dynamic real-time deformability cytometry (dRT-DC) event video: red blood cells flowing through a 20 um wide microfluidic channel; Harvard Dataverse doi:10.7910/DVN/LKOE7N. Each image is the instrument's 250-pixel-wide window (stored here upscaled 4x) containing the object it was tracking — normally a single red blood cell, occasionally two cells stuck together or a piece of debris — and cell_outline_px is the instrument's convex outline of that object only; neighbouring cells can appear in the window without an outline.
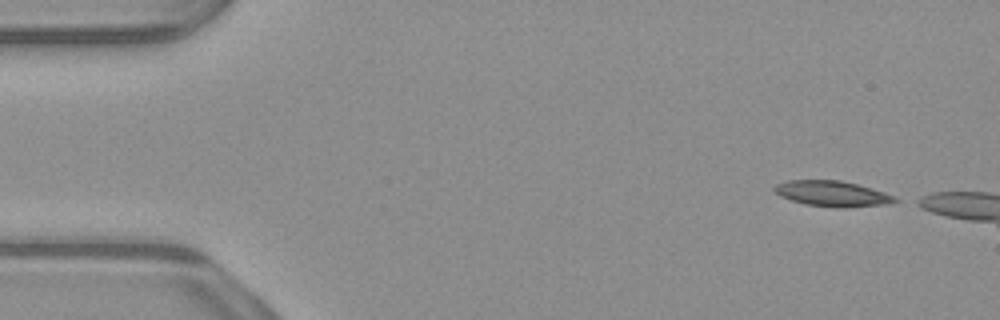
{"species": "common noctule bat (a hibernating species)", "species_latin": "Nyctalus noctula", "temperature_condition": "warm", "stored_images_in_passage": 38, "camera_frame_rate_fps": 3000, "um_per_image_px": 0.085, "animal": {"sex": "male", "body_mass_g": 23.1, "forearm_length_mm": 52.7}, "frame": {"image": 1, "passage_image": 1, "time_ms": 0.0, "image_size_px": [1000, 320], "cell_outline_px": [[900, 200], [884, 204], [844, 208], [840, 208], [804, 204], [780, 196], [772, 188], [776, 184], [788, 180], [840, 180], [856, 184], [884, 192], [896, 196]], "centroid_in_image_um": [70.73, 16.46], "position_along_channel_um": 14.3, "area_um2": 17.86}}
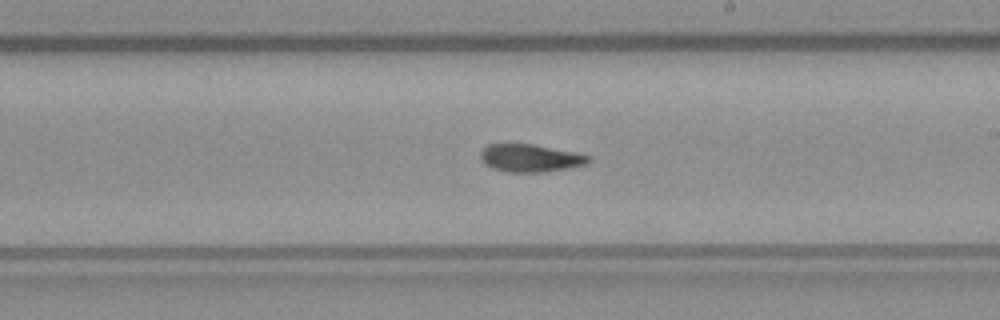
{"frame": {"image": 2, "passage_image": 27, "time_ms": 8.667, "image_size_px": [1000, 320], "cell_outline_px": [[592, 160], [588, 164], [568, 168], [544, 172], [504, 172], [492, 168], [484, 164], [480, 160], [480, 152], [488, 144], [532, 144], [576, 152], [592, 156]], "centroid_in_image_um": [45.09, 13.44], "position_along_channel_um": 243.9, "area_um2": 17.69}}
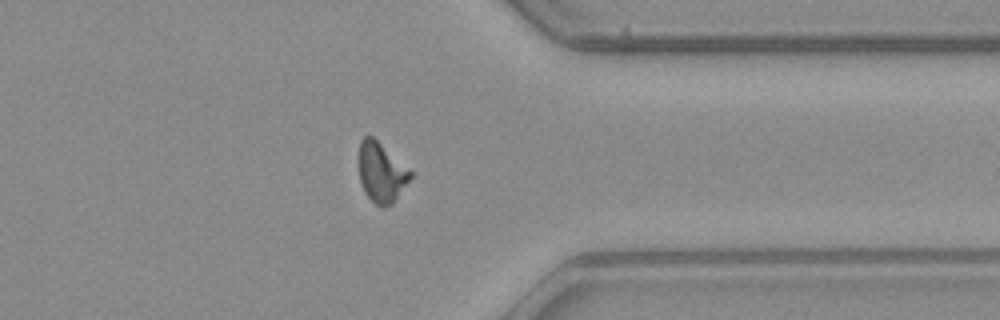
{"frame": {"image": 3, "passage_image": 38, "time_ms": 12.333, "image_size_px": [1000, 320], "cell_outline_px": [[412, 176], [392, 204], [384, 208], [380, 208], [364, 192], [360, 180], [360, 140], [364, 136], [372, 136], [412, 172]], "centroid_in_image_um": [32.41, 14.68], "position_along_channel_um": 379.0, "area_um2": 17.51}, "authors_computed_cell_mechanics": {"area_um2": 18.1203, "velocity_mm_per_s": 3.9243, "shape_relaxation_time_tau1_ms": null, "shape_relaxation_time_tau2_ms": 5.9338, "deformation_change_tau1": null, "deformation_change_tau2": 0.136}}